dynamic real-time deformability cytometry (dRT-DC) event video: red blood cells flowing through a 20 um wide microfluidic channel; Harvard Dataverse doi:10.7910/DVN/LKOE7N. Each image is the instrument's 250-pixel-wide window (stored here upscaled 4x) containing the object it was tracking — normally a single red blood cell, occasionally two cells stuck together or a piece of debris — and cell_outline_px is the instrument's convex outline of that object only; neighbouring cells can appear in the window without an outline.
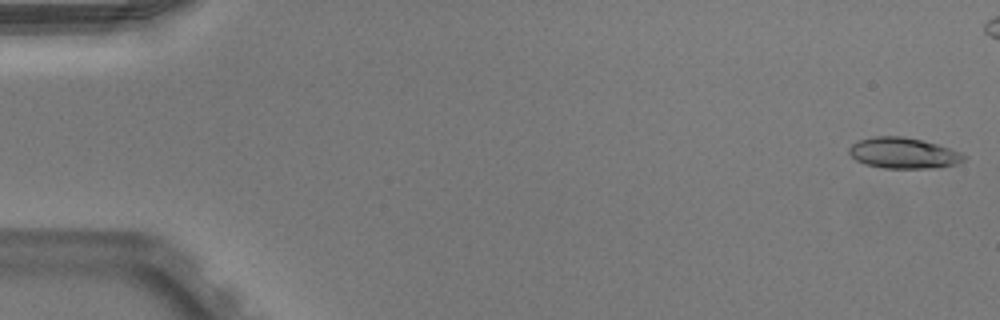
{"species": "Egyptian fruit bat (a non-hibernating species)", "species_latin": "Rousettus aegyptiacus", "temperature_condition": "warm", "stored_images_in_passage": 42, "camera_frame_rate_fps": 3000, "um_per_image_px": 0.085, "animal": {"sex": "male"}, "frame": {"image": 1, "passage_image": 1, "time_ms": 0.0, "image_size_px": [1000, 320], "cell_outline_px": [[968, 156], [964, 160], [956, 164], [936, 168], [884, 168], [864, 164], [856, 160], [848, 152], [848, 148], [856, 140], [872, 136], [900, 136], [920, 140], [936, 144], [960, 152]], "centroid_in_image_um": [76.75, 13.01], "position_along_channel_um": 8.2, "area_um2": 20.69}}
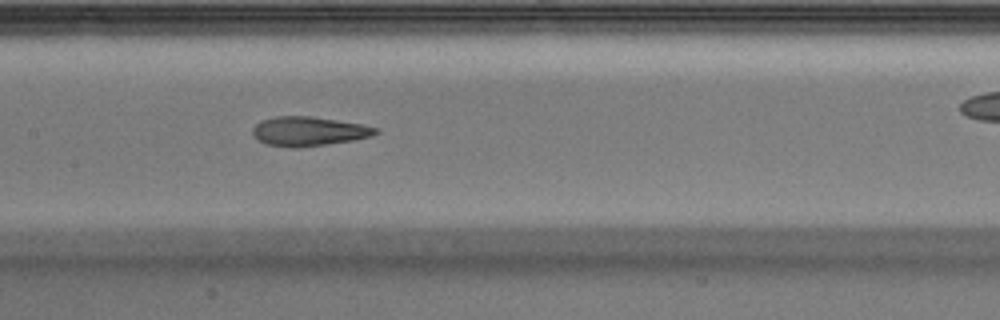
{"frame": {"image": 2, "passage_image": 25, "time_ms": 8.0, "image_size_px": [1000, 320], "cell_outline_px": [[380, 132], [372, 136], [352, 140], [296, 148], [292, 148], [264, 144], [252, 132], [252, 128], [260, 120], [276, 116], [312, 116], [364, 124], [380, 128]], "centroid_in_image_um": [26.27, 11.15], "position_along_channel_um": 181.1, "area_um2": 21.1}}
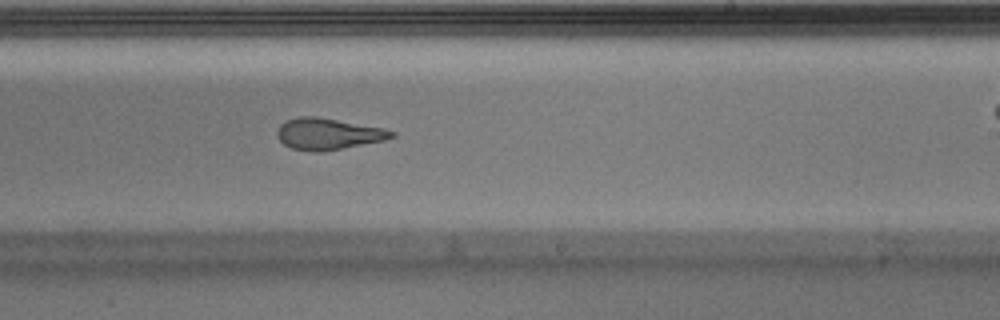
{"frame": {"image": 3, "passage_image": 31, "time_ms": 10.0, "image_size_px": [1000, 320], "cell_outline_px": [[396, 136], [384, 140], [344, 148], [320, 152], [312, 152], [292, 148], [284, 144], [276, 136], [276, 132], [280, 124], [288, 120], [300, 116], [316, 116], [384, 128], [396, 132]], "centroid_in_image_um": [27.89, 11.38], "position_along_channel_um": 261.1, "area_um2": 20.98}}